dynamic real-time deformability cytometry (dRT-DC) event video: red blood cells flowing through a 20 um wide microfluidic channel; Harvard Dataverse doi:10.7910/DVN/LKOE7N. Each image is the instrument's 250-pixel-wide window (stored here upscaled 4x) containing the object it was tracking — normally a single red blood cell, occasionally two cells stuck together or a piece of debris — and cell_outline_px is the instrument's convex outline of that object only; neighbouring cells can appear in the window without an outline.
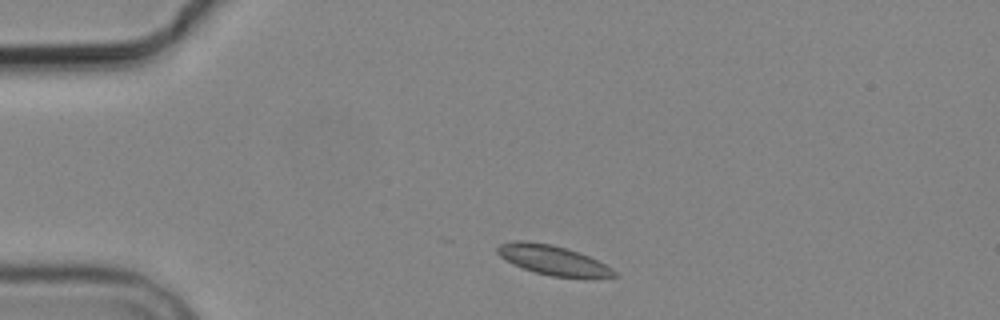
{"species": "common noctule bat (a hibernating species)", "species_latin": "Nyctalus noctula", "temperature_condition": "cold", "stored_images_in_passage": 2, "camera_frame_rate_fps": 3000, "um_per_image_px": 0.085, "animal": {"sex": "male", "body_mass_g": 19.2, "forearm_length_mm": 51.8}, "frame": {"image": 1, "passage_image": 1, "time_ms": 0.0, "image_size_px": [1000, 320], "cell_outline_px": [[620, 276], [552, 276], [536, 272], [512, 264], [500, 256], [496, 252], [496, 248], [500, 244], [512, 240], [524, 240], [552, 244], [568, 248], [580, 252], [612, 268]], "centroid_in_image_um": [46.92, 22.06], "position_along_channel_um": 38.1, "area_um2": 19.83}}